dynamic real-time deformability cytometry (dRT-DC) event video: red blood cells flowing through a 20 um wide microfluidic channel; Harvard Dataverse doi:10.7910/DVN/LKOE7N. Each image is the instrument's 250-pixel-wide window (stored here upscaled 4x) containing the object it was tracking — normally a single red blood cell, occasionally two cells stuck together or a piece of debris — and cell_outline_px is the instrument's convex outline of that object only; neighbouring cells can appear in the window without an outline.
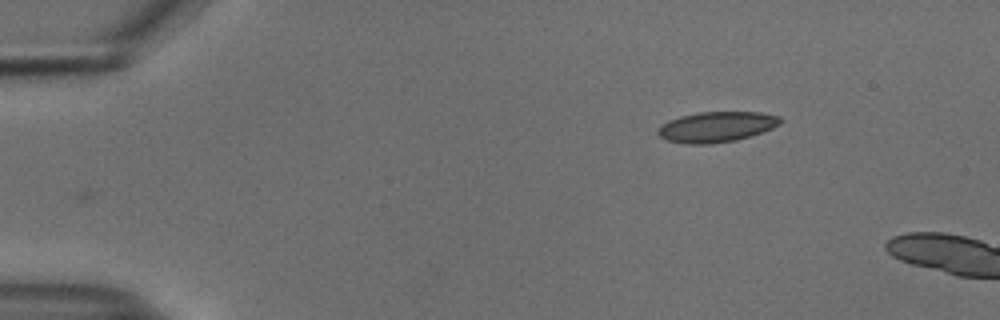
{"species": "common noctule bat (a hibernating species)", "species_latin": "Nyctalus noctula", "temperature_condition": "cold", "stored_images_in_passage": 4, "camera_frame_rate_fps": 3000, "um_per_image_px": 0.085, "animal": {"sex": "male", "body_mass_g": 18.8}, "frame": {"image": 1, "passage_image": 1, "time_ms": 0.0, "image_size_px": [1000, 320], "cell_outline_px": [[784, 120], [780, 124], [772, 128], [736, 140], [712, 144], [684, 144], [668, 140], [660, 136], [656, 132], [668, 120], [680, 116], [700, 112], [760, 112], [780, 116]], "centroid_in_image_um": [60.92, 10.78], "position_along_channel_um": 24.1, "area_um2": 21.62}}